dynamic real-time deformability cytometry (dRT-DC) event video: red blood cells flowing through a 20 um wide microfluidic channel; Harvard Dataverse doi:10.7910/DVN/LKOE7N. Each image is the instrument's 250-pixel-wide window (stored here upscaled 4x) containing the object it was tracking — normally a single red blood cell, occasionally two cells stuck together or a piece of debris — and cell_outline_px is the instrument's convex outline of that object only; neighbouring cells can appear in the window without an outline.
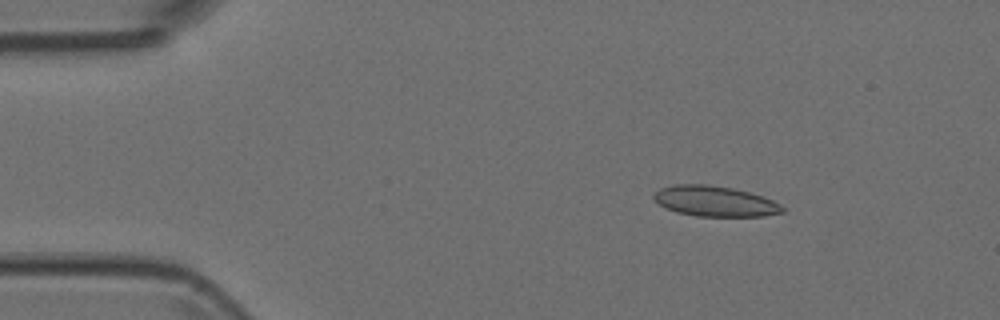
{"species": "Egyptian fruit bat (a non-hibernating species)", "species_latin": "Rousettus aegyptiacus", "temperature_condition": "room temperature", "stored_images_in_passage": 4, "camera_frame_rate_fps": 3000, "um_per_image_px": 0.085, "animal": {"sex": "female"}, "frame": {"image": 1, "passage_image": 2, "time_ms": 0.333, "image_size_px": [1000, 320], "cell_outline_px": [[784, 212], [764, 216], [696, 216], [676, 212], [660, 204], [652, 196], [660, 188], [676, 184], [704, 184], [732, 188], [764, 196], [780, 204], [784, 208]], "centroid_in_image_um": [60.79, 17.1], "position_along_channel_um": 24.2, "area_um2": 22.66}}
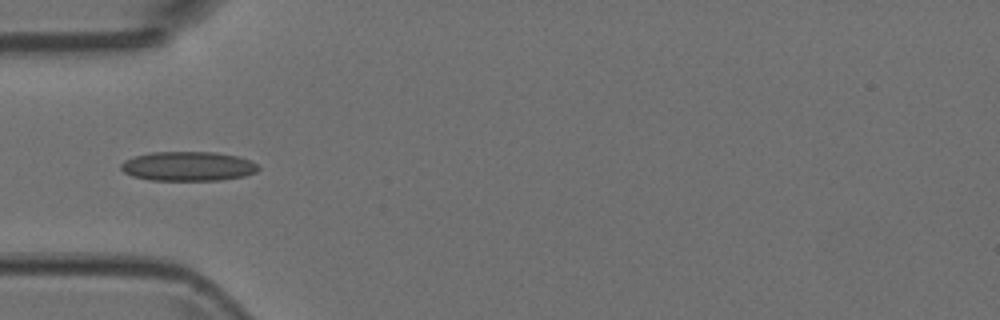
{"frame": {"image": 2, "passage_image": 4, "time_ms": 1.0, "image_size_px": [1000, 320], "cell_outline_px": [[260, 168], [256, 172], [244, 176], [220, 180], [148, 180], [132, 176], [124, 172], [120, 168], [120, 164], [124, 160], [136, 156], [152, 152], [216, 152], [236, 156], [248, 160], [256, 164]], "centroid_in_image_um": [15.96, 14.13], "position_along_channel_um": 69.0, "area_um2": 23.47}}